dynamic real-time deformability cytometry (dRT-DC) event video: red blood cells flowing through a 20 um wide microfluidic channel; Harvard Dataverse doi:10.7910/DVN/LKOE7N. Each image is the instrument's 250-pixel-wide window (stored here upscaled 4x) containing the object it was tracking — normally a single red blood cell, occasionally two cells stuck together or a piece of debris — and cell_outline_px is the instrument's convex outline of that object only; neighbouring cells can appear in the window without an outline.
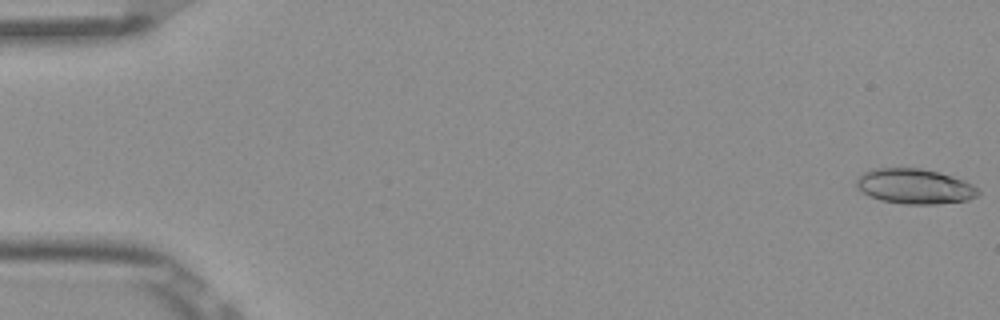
{"species": "Egyptian fruit bat (a non-hibernating species)", "species_latin": "Rousettus aegyptiacus", "temperature_condition": "room temperature", "stored_images_in_passage": 53, "camera_frame_rate_fps": 3000, "um_per_image_px": 0.085, "frame": {"image": 1, "passage_image": 1, "time_ms": 0.0, "image_size_px": [1000, 320], "cell_outline_px": [[980, 192], [976, 196], [968, 200], [936, 204], [904, 204], [880, 200], [868, 196], [856, 188], [856, 180], [864, 172], [876, 168], [920, 168], [952, 176], [964, 180], [972, 184]], "centroid_in_image_um": [77.72, 15.84], "position_along_channel_um": 7.3, "area_um2": 24.85}}
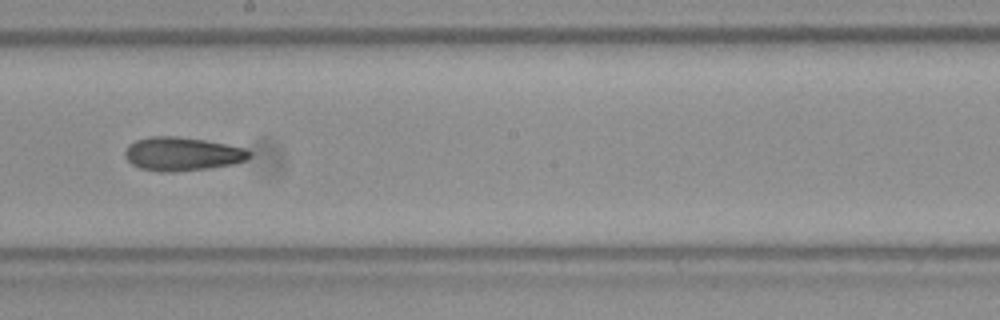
{"frame": {"image": 2, "passage_image": 30, "time_ms": 9.667, "image_size_px": [1000, 320], "cell_outline_px": [[252, 156], [248, 160], [236, 164], [208, 168], [172, 172], [160, 172], [140, 168], [132, 164], [124, 156], [124, 152], [128, 144], [136, 140], [152, 136], [176, 136], [204, 140], [244, 148], [252, 152]], "centroid_in_image_um": [15.5, 13.09], "position_along_channel_um": 232.7, "area_um2": 24.51}}
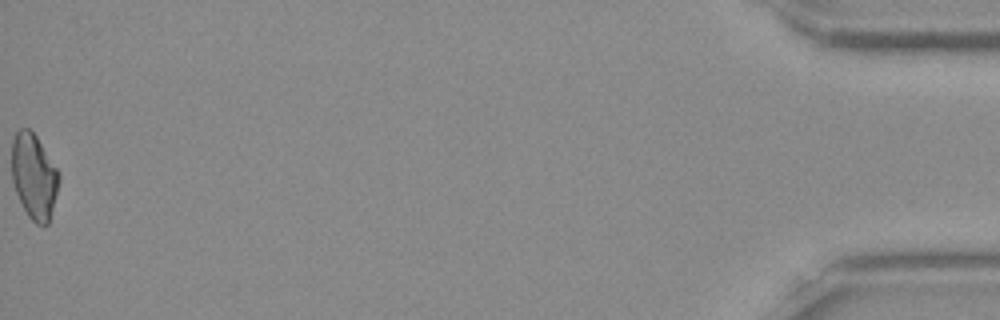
{"frame": {"image": 3, "passage_image": 53, "time_ms": 17.333, "image_size_px": [1000, 320], "cell_outline_px": [[60, 180], [48, 224], [44, 228], [36, 224], [28, 216], [16, 192], [12, 180], [12, 140], [16, 132], [20, 128], [28, 128], [36, 136], [60, 172]], "centroid_in_image_um": [2.9, 15.0], "position_along_channel_um": 432.3, "area_um2": 23.47}, "authors_computed_cell_mechanics": {"area_um2": 23.8136, "velocity_mm_per_s": 3.8963, "shape_relaxation_time_tau1_ms": null, "shape_relaxation_time_tau2_ms": 4.5624, "deformation_change_tau1": null, "deformation_change_tau2": 0.1354}}